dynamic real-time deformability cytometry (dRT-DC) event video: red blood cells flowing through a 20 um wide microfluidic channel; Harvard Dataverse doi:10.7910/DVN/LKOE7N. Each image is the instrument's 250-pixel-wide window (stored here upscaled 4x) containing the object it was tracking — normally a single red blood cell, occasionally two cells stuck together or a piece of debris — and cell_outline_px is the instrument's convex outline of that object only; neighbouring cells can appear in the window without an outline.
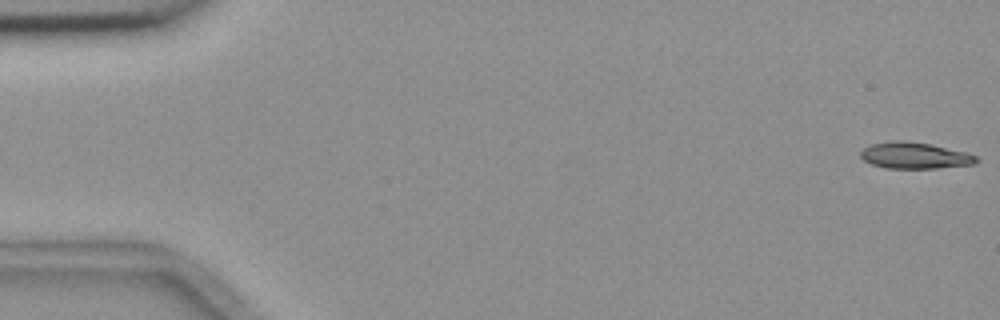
{"species": "common noctule bat (a hibernating species)", "species_latin": "Nyctalus noctula", "temperature_condition": "room temperature", "stored_images_in_passage": 56, "camera_frame_rate_fps": 3000, "um_per_image_px": 0.085, "animal": {"sex": "female", "body_mass_g": 18.4}, "frame": {"image": 1, "passage_image": 1, "time_ms": 0.0, "image_size_px": [1000, 320], "cell_outline_px": [[980, 160], [976, 164], [936, 168], [888, 168], [872, 164], [864, 160], [860, 156], [860, 152], [864, 148], [872, 144], [892, 140], [904, 140], [932, 144], [968, 152], [976, 156]], "centroid_in_image_um": [77.8, 13.21], "position_along_channel_um": 7.2, "area_um2": 17.92}}
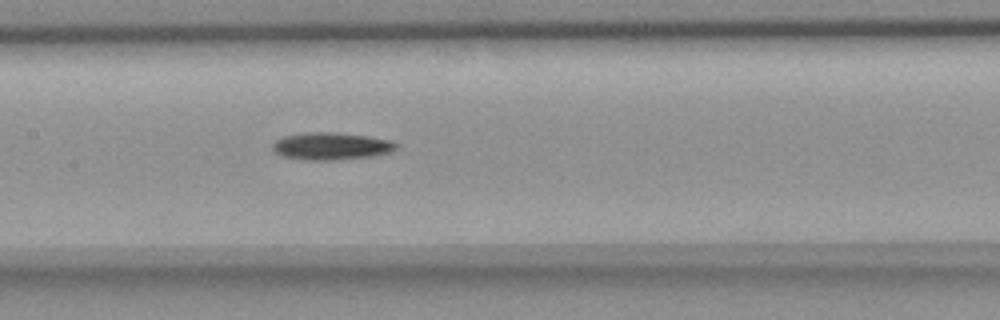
{"frame": {"image": 2, "passage_image": 27, "time_ms": 8.667, "image_size_px": [1000, 320], "cell_outline_px": [[400, 144], [396, 148], [388, 152], [368, 156], [332, 160], [308, 160], [284, 156], [276, 152], [272, 148], [272, 144], [276, 140], [284, 136], [304, 132], [332, 132], [368, 136], [392, 140]], "centroid_in_image_um": [28.15, 12.4], "position_along_channel_um": 179.3, "area_um2": 19.48}}
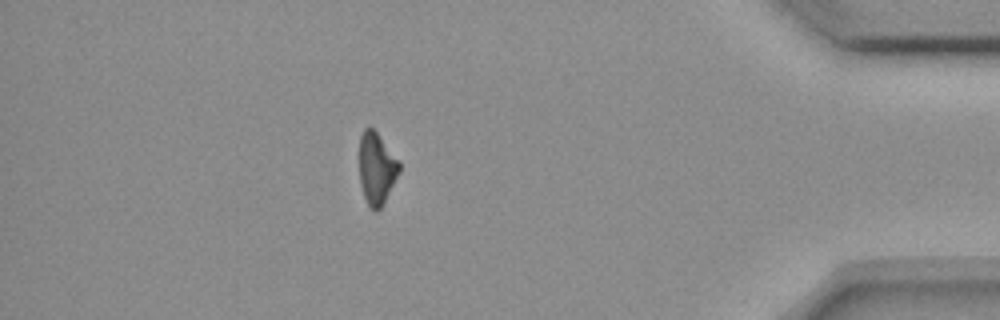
{"frame": {"image": 3, "passage_image": 49, "time_ms": 16.0, "image_size_px": [1000, 320], "cell_outline_px": [[400, 172], [380, 208], [376, 212], [368, 204], [364, 196], [360, 184], [360, 136], [364, 128], [372, 128], [376, 132], [400, 164]], "centroid_in_image_um": [31.99, 14.33], "position_along_channel_um": 403.2, "area_um2": 16.18}}